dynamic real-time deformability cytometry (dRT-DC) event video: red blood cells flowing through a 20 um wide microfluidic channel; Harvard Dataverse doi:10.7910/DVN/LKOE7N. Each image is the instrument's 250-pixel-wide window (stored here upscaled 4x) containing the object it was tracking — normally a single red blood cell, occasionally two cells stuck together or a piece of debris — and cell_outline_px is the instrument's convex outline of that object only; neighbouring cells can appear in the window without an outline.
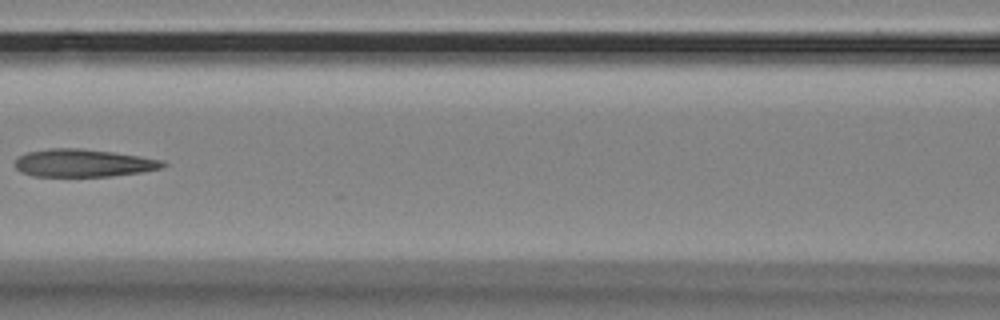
{"species": "Egyptian fruit bat (a non-hibernating species)", "species_latin": "Rousettus aegyptiacus", "temperature_condition": "room temperature", "stored_images_in_passage": 8, "camera_frame_rate_fps": 3000, "um_per_image_px": 0.085, "animal": {"sex": "female"}, "frame": {"image": 1, "passage_image": 7, "time_ms": 2.0, "image_size_px": [1000, 320], "cell_outline_px": [[168, 164], [160, 168], [140, 172], [112, 176], [32, 176], [20, 172], [16, 168], [16, 160], [20, 156], [28, 152], [48, 148], [80, 148], [112, 152], [140, 156], [164, 160]], "centroid_in_image_um": [7.09, 13.85], "position_along_channel_um": 159.5, "area_um2": 23.81}}
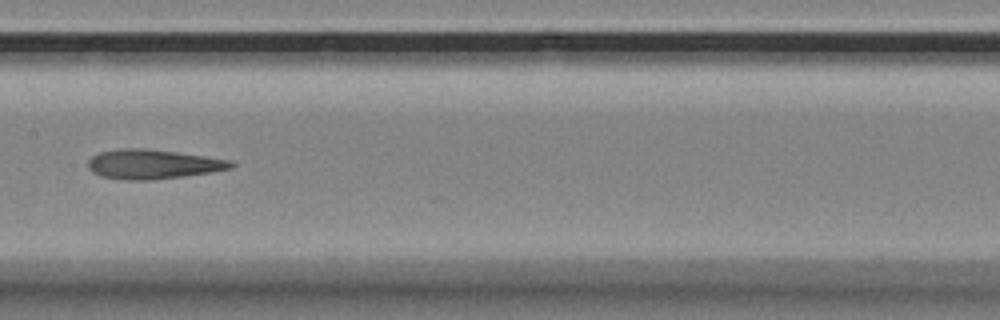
{"frame": {"image": 2, "passage_image": 8, "time_ms": 2.333, "image_size_px": [1000, 320], "cell_outline_px": [[236, 164], [232, 168], [212, 172], [184, 176], [152, 180], [124, 180], [100, 176], [92, 172], [88, 168], [88, 160], [92, 156], [100, 152], [116, 148], [144, 148], [176, 152], [232, 160]], "centroid_in_image_um": [12.98, 13.96], "position_along_channel_um": 194.4, "area_um2": 24.74}}